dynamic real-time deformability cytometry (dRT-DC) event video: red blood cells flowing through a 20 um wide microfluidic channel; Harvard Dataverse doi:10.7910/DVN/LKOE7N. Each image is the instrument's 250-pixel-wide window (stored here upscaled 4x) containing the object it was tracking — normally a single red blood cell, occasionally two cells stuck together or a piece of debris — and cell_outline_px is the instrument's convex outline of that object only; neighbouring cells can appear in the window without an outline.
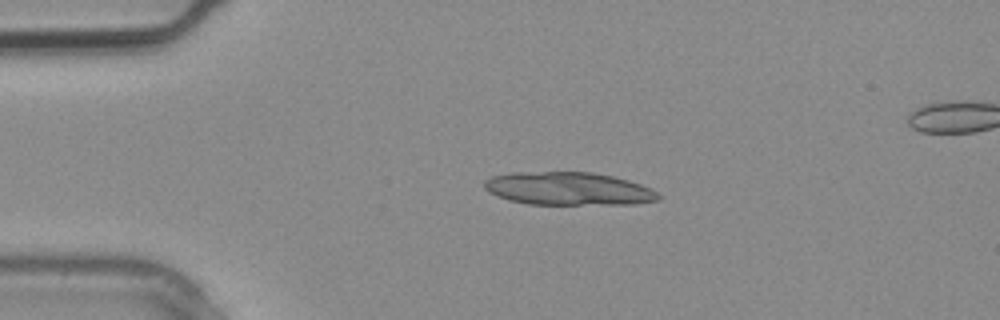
{"species": "common noctule bat (a hibernating species)", "species_latin": "Nyctalus noctula", "temperature_condition": "warm", "stored_images_in_passage": 5, "camera_frame_rate_fps": 3000, "um_per_image_px": 0.085, "animal": {"sex": "male", "body_mass_g": 20.4}, "frame": {"image": 1, "passage_image": 2, "time_ms": 0.333, "image_size_px": [1000, 320], "cell_outline_px": [[660, 200], [632, 204], [528, 204], [508, 200], [488, 192], [484, 188], [484, 180], [492, 176], [512, 172], [592, 172], [612, 176], [628, 180], [640, 184], [656, 192], [660, 196]], "centroid_in_image_um": [48.27, 16.04], "position_along_channel_um": 36.7, "area_um2": 33.47}}